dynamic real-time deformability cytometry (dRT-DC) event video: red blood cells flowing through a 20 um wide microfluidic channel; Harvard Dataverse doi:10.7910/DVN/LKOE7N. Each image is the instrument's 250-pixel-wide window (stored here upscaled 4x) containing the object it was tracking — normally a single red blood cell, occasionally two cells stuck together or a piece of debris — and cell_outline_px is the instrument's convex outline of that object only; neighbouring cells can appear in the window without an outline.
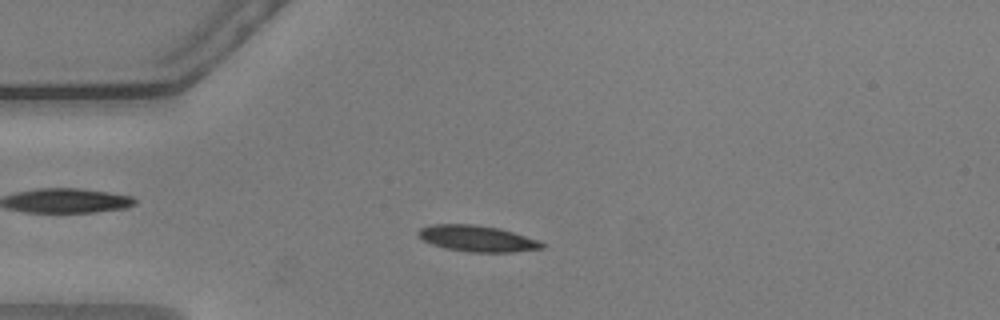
{"species": "common noctule bat (a hibernating species)", "species_latin": "Nyctalus noctula", "temperature_condition": "warm", "stored_images_in_passage": 56, "camera_frame_rate_fps": 3000, "um_per_image_px": 0.085, "animal": {"sex": "male", "body_mass_g": 20.5, "forearm_length_mm": 52.5}, "frame": {"image": 1, "passage_image": 14, "time_ms": 4.333, "image_size_px": [1000, 320], "cell_outline_px": [[544, 248], [512, 252], [472, 252], [444, 248], [432, 244], [416, 236], [416, 232], [420, 228], [432, 224], [472, 224], [500, 228], [540, 240], [544, 244]], "centroid_in_image_um": [40.55, 20.27], "position_along_channel_um": 44.5, "area_um2": 18.96}}
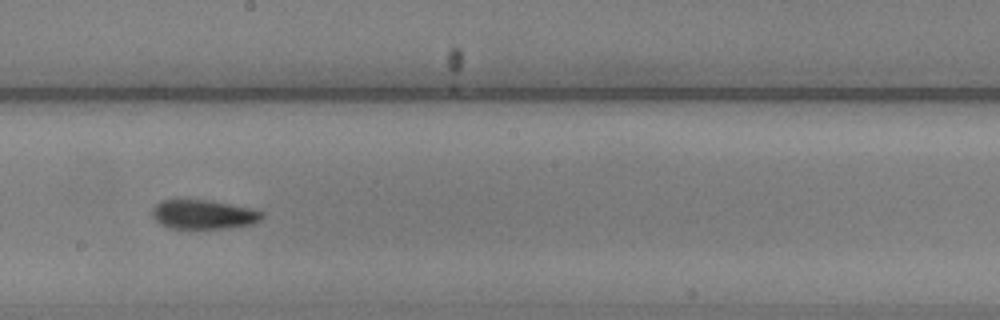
{"frame": {"image": 2, "passage_image": 31, "time_ms": 10.0, "image_size_px": [1000, 320], "cell_outline_px": [[264, 216], [260, 220], [252, 224], [228, 228], [168, 228], [160, 224], [152, 216], [152, 208], [160, 200], [212, 200], [252, 208], [264, 212]], "centroid_in_image_um": [17.31, 18.22], "position_along_channel_um": 230.9, "area_um2": 18.84}}
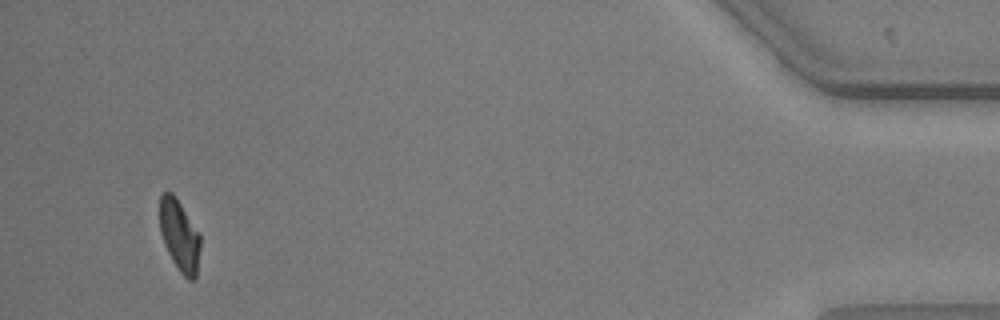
{"frame": {"image": 3, "passage_image": 53, "time_ms": 17.333, "image_size_px": [1000, 320], "cell_outline_px": [[200, 248], [196, 276], [192, 280], [188, 280], [180, 272], [172, 260], [164, 244], [160, 232], [160, 196], [164, 192], [172, 192], [176, 196], [200, 232]], "centroid_in_image_um": [15.27, 19.99], "position_along_channel_um": 419.9, "area_um2": 17.05}, "authors_computed_cell_mechanics": {"area_um2": 18.207, "velocity_mm_per_s": 3.6097, "shape_relaxation_time_tau1_ms": 6.8977, "shape_relaxation_time_tau2_ms": 3.8707, "deformation_change_tau1": 0.1993, "deformation_change_tau2": 0.1033}}